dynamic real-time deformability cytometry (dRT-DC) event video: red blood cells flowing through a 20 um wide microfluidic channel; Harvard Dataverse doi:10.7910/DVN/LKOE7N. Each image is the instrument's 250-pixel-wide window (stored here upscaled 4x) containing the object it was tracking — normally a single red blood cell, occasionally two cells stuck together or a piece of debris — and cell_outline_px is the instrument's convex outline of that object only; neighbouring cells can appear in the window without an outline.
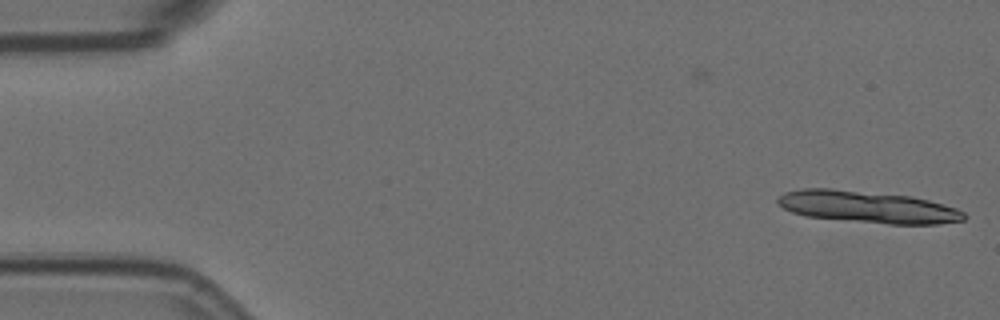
{"species": "Egyptian fruit bat (a non-hibernating species)", "species_latin": "Rousettus aegyptiacus", "temperature_condition": "room temperature", "stored_images_in_passage": 10, "segment_of_instrument_passage": [1, 2], "camera_frame_rate_fps": 3000, "um_per_image_px": 0.085, "animal": {"sex": "female"}, "frame": {"image": 1, "passage_image": 1, "time_ms": 0.0, "image_size_px": [1000, 320], "cell_outline_px": [[968, 216], [964, 220], [940, 224], [888, 224], [804, 216], [792, 212], [776, 204], [776, 200], [784, 192], [804, 188], [832, 188], [912, 196], [928, 200], [956, 208], [964, 212]], "centroid_in_image_um": [73.74, 17.59], "position_along_channel_um": 11.3, "area_um2": 34.8}}